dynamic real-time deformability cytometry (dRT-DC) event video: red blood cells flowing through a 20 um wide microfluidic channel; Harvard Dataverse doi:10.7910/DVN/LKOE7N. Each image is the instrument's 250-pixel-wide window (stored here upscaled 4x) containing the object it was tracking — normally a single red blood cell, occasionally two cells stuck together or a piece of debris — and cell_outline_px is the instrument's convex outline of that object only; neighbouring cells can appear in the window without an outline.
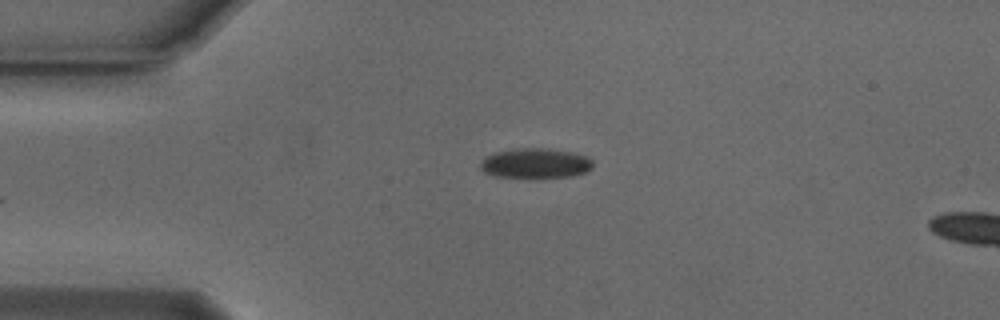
{"species": "Egyptian fruit bat (a non-hibernating species)", "species_latin": "Rousettus aegyptiacus", "temperature_condition": "cold", "stored_images_in_passage": 4, "camera_frame_rate_fps": 3000, "um_per_image_px": 0.085, "animal": {"sex": "male"}, "frame": {"image": 1, "passage_image": 1, "time_ms": 0.0, "image_size_px": [1000, 320], "cell_outline_px": [[592, 168], [588, 172], [572, 176], [536, 180], [528, 180], [496, 176], [484, 172], [480, 168], [480, 164], [488, 156], [496, 152], [524, 148], [540, 148], [572, 152], [588, 156], [592, 160]], "centroid_in_image_um": [45.56, 13.94], "position_along_channel_um": 39.4, "area_um2": 20.23}}